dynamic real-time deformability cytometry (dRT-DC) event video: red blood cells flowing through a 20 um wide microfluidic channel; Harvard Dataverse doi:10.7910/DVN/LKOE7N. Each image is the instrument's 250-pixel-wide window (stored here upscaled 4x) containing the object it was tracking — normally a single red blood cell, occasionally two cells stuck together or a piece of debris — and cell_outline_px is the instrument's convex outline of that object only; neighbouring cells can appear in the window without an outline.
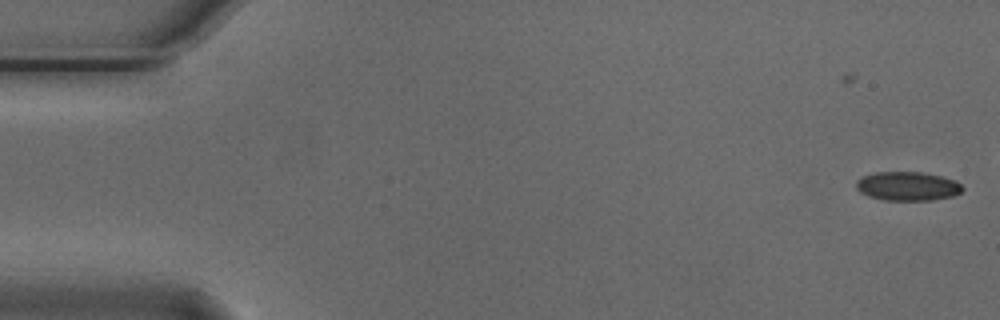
{"species": "Egyptian fruit bat (a non-hibernating species)", "species_latin": "Rousettus aegyptiacus", "temperature_condition": "cold", "stored_images_in_passage": 47, "camera_frame_rate_fps": 3000, "um_per_image_px": 0.085, "animal": {"sex": "male"}, "frame": {"image": 1, "passage_image": 1, "time_ms": 0.0, "image_size_px": [1000, 320], "cell_outline_px": [[964, 188], [960, 192], [952, 196], [932, 200], [884, 200], [868, 196], [860, 192], [856, 188], [856, 180], [860, 176], [876, 172], [924, 172], [956, 180]], "centroid_in_image_um": [77.11, 15.82], "position_along_channel_um": 7.9, "area_um2": 18.03}}
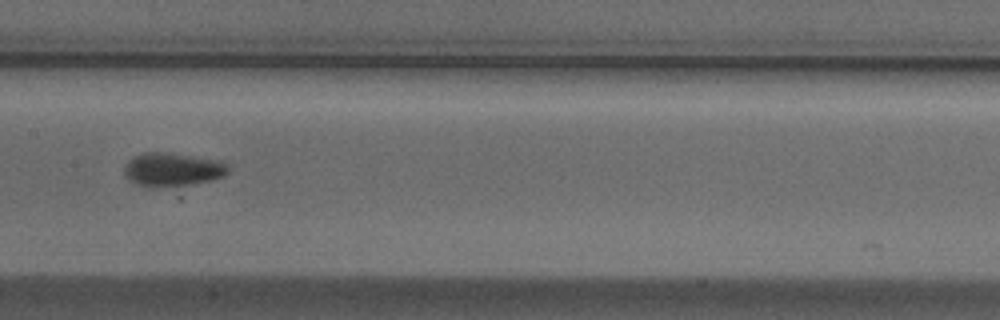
{"frame": {"image": 2, "passage_image": 27, "time_ms": 8.667, "image_size_px": [1000, 320], "cell_outline_px": [[228, 172], [224, 176], [212, 180], [188, 184], [156, 188], [148, 188], [136, 184], [124, 172], [124, 168], [132, 156], [144, 152], [160, 152], [224, 160], [228, 164]], "centroid_in_image_um": [14.69, 14.41], "position_along_channel_um": 192.7, "area_um2": 20.35}}
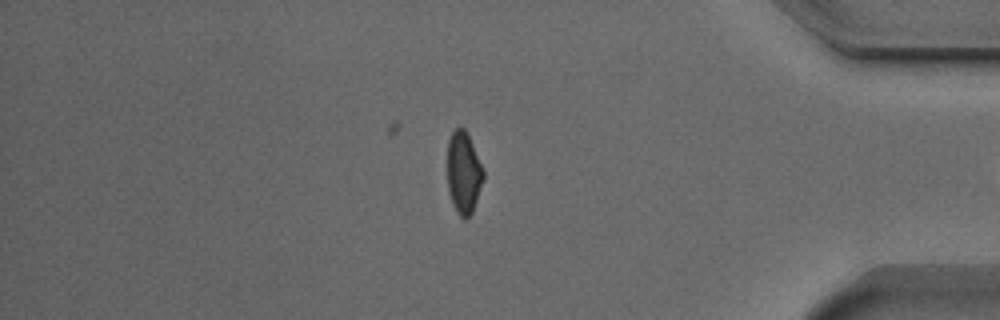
{"frame": {"image": 3, "passage_image": 46, "time_ms": 15.0, "image_size_px": [1000, 320], "cell_outline_px": [[484, 180], [472, 212], [464, 220], [456, 212], [452, 204], [448, 192], [448, 140], [452, 132], [456, 128], [464, 128], [484, 168]], "centroid_in_image_um": [39.41, 14.71], "position_along_channel_um": 395.8, "area_um2": 17.22}}